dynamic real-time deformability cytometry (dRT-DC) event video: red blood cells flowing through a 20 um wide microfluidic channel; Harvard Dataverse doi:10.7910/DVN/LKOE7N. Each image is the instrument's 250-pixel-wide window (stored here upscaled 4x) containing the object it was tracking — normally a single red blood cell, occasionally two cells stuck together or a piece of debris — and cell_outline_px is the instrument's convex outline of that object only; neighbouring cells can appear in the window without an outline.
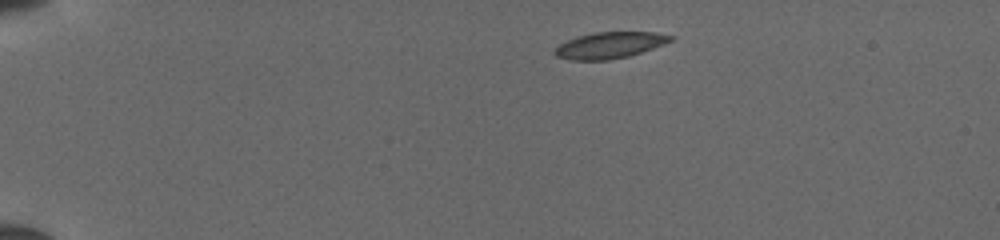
{"species": "common noctule bat (a hibernating species)", "species_latin": "Nyctalus noctula", "temperature_condition": "cold", "stored_images_in_passage": 10, "camera_frame_rate_fps": 3000, "um_per_image_px": 0.085, "animal": {"sex": "female", "body_mass_g": 19.5, "forearm_length_mm": 54.1}, "frame": {"image": 1, "passage_image": 1, "time_ms": 0.0, "image_size_px": [1000, 240], "cell_outline_px": [[676, 36], [672, 40], [664, 44], [628, 56], [608, 60], [572, 60], [556, 56], [552, 52], [560, 44], [576, 36], [596, 32], [656, 32]], "centroid_in_image_um": [51.83, 3.83], "position_along_channel_um": 33.2, "area_um2": 17.69}}
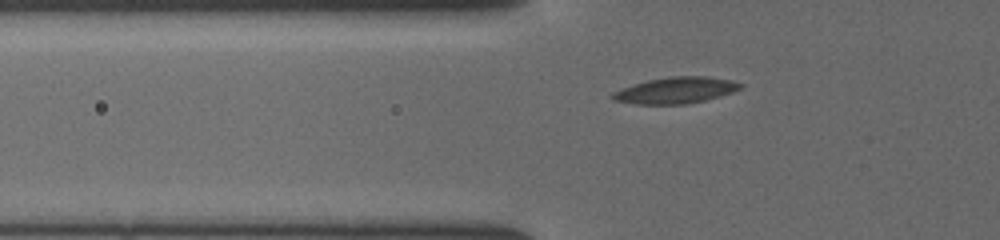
{"frame": {"image": 2, "passage_image": 9, "time_ms": 2.667, "image_size_px": [1000, 240], "cell_outline_px": [[744, 84], [740, 88], [732, 92], [720, 96], [704, 100], [684, 104], [636, 104], [612, 100], [608, 96], [612, 92], [648, 80], [668, 76], [704, 76], [728, 80]], "centroid_in_image_um": [57.39, 7.68], "position_along_channel_um": 68.4, "area_um2": 19.36}}